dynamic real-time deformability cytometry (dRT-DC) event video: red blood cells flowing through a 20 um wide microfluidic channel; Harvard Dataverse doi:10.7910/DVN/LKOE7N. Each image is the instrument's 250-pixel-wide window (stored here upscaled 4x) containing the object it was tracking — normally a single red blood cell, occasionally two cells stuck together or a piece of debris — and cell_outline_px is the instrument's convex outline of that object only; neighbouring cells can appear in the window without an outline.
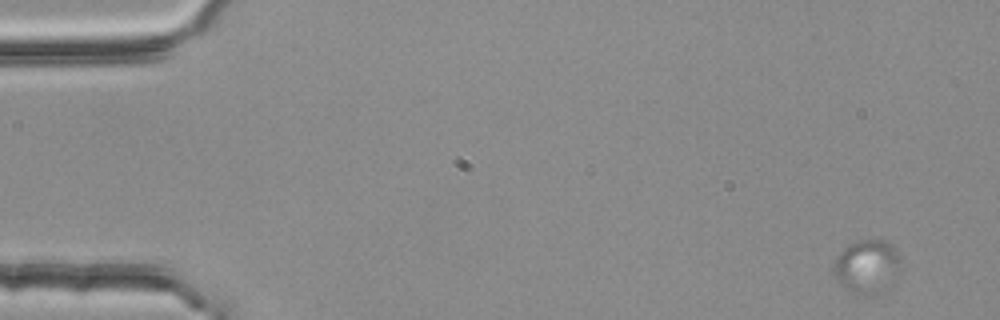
{"species": "common noctule bat (a hibernating species)", "species_latin": "Nyctalus noctula", "temperature_condition": "room temperature", "stored_images_in_passage": 4, "camera_frame_rate_fps": 3000, "um_per_image_px": 0.085, "animal": {"sex": "female", "body_mass_g": 25.1}, "frame": {"image": 1, "passage_image": 1, "time_ms": 0.0, "image_size_px": [1000, 320], "cell_outline_px": [[900, 268], [884, 296], [864, 296], [852, 292], [844, 288], [836, 280], [832, 272], [832, 264], [836, 256], [848, 244], [856, 240], [884, 240], [892, 244], [900, 256]], "centroid_in_image_um": [73.69, 22.7], "position_along_channel_um": 11.3, "area_um2": 21.85}}
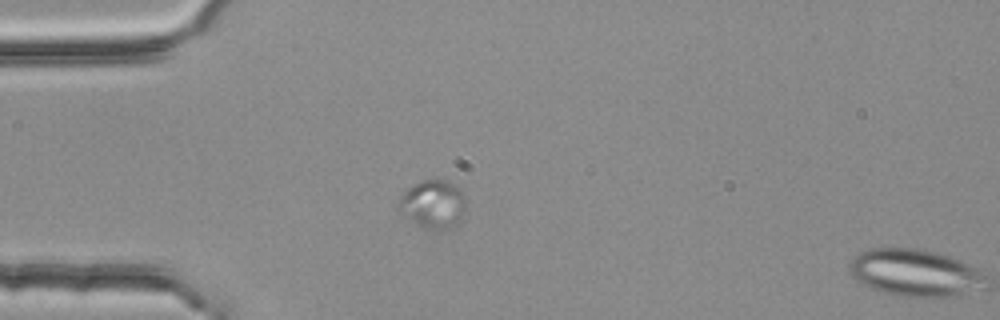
{"frame": {"image": 2, "passage_image": 3, "time_ms": 0.667, "image_size_px": [1000, 320], "cell_outline_px": [[464, 216], [448, 228], [440, 232], [428, 228], [420, 224], [408, 216], [400, 204], [400, 196], [412, 184], [424, 180], [448, 180], [456, 184], [464, 196]], "centroid_in_image_um": [36.88, 17.32], "position_along_channel_um": 48.1, "area_um2": 18.21}}